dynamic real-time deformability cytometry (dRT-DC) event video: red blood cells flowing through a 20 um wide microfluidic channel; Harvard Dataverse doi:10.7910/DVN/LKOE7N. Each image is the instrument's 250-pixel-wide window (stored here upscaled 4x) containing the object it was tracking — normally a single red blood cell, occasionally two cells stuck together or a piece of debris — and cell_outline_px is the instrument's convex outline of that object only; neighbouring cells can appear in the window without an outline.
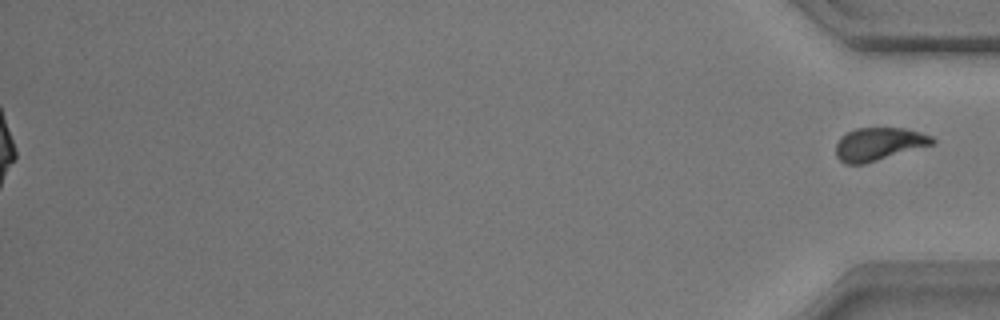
{"species": "common noctule bat (a hibernating species)", "species_latin": "Nyctalus noctula", "temperature_condition": "warm", "stored_images_in_passage": 58, "segment_of_instrument_passage": [2, 2], "camera_frame_rate_fps": 3000, "um_per_image_px": 0.085, "animal": {"sex": "male", "body_mass_g": 17.9}, "frame": {"image": 1, "passage_image": 58, "time_ms": 19.0, "image_size_px": [1000, 320], "cell_outline_px": [[936, 144], [864, 164], [844, 164], [836, 156], [836, 144], [840, 136], [856, 128], [904, 128], [920, 132], [932, 136], [936, 140]], "centroid_in_image_um": [74.72, 12.25], "position_along_channel_um": 360.5, "area_um2": 18.73}}